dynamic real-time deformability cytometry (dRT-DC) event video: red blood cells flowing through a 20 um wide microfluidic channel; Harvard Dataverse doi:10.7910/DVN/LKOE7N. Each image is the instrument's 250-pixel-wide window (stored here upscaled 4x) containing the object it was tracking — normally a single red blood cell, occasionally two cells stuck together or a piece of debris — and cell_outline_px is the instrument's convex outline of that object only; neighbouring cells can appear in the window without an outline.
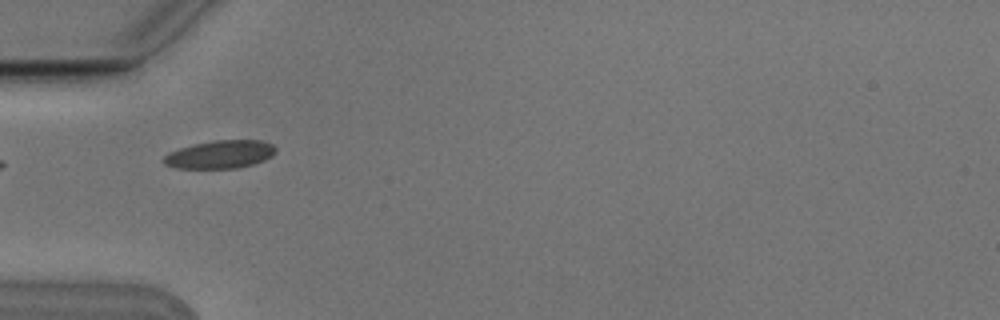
{"species": "Egyptian fruit bat (a non-hibernating species)", "species_latin": "Rousettus aegyptiacus", "temperature_condition": "cold", "stored_images_in_passage": 6, "camera_frame_rate_fps": 3000, "um_per_image_px": 0.085, "animal": {"sex": "male"}, "frame": {"image": 1, "passage_image": 4, "time_ms": 1.0, "image_size_px": [1000, 320], "cell_outline_px": [[276, 152], [272, 156], [264, 160], [252, 164], [236, 168], [176, 168], [164, 164], [160, 160], [168, 152], [180, 148], [212, 140], [260, 140], [272, 144], [276, 148]], "centroid_in_image_um": [18.69, 13.12], "position_along_channel_um": 66.3, "area_um2": 18.32}}
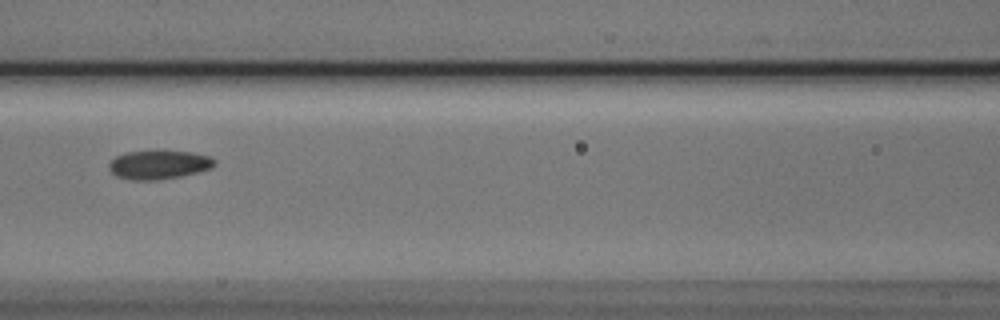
{"frame": {"image": 2, "passage_image": 6, "time_ms": 1.667, "image_size_px": [1000, 320], "cell_outline_px": [[216, 164], [212, 168], [180, 176], [156, 180], [132, 180], [116, 176], [108, 168], [108, 164], [116, 156], [128, 152], [156, 148], [192, 152], [208, 156], [216, 160]], "centroid_in_image_um": [13.5, 13.96], "position_along_channel_um": 153.1, "area_um2": 18.26}}